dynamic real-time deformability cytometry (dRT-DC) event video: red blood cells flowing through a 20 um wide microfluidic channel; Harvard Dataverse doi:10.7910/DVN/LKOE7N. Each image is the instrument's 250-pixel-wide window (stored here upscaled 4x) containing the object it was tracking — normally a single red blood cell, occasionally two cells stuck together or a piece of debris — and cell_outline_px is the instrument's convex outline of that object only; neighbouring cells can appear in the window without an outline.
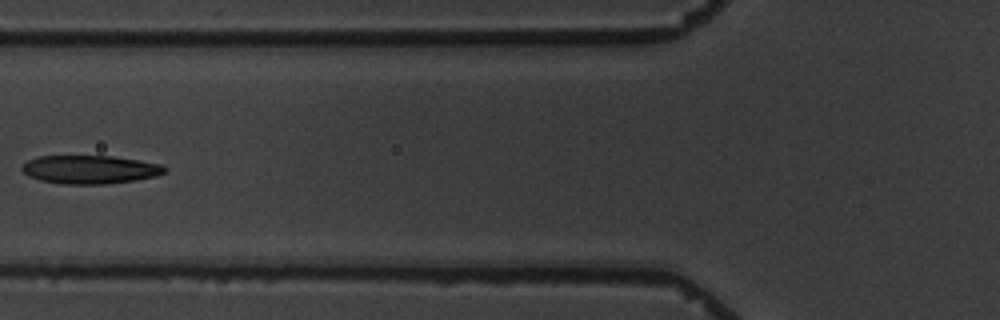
{"species": "common noctule bat (a hibernating species)", "species_latin": "Nyctalus noctula", "temperature_condition": "warm", "stored_images_in_passage": 9, "camera_frame_rate_fps": 3000, "um_per_image_px": 0.085, "animal": {"sex": "male", "body_mass_g": 19.5, "forearm_length_mm": 54.6}, "frame": {"image": 1, "passage_image": 6, "time_ms": 7.0, "image_size_px": [1000, 320], "cell_outline_px": [[168, 168], [164, 172], [156, 176], [136, 180], [104, 184], [64, 184], [40, 180], [28, 176], [20, 168], [28, 160], [40, 156], [112, 156], [140, 160], [164, 164]], "centroid_in_image_um": [7.68, 14.4], "position_along_channel_um": 118.1, "area_um2": 23.7}}
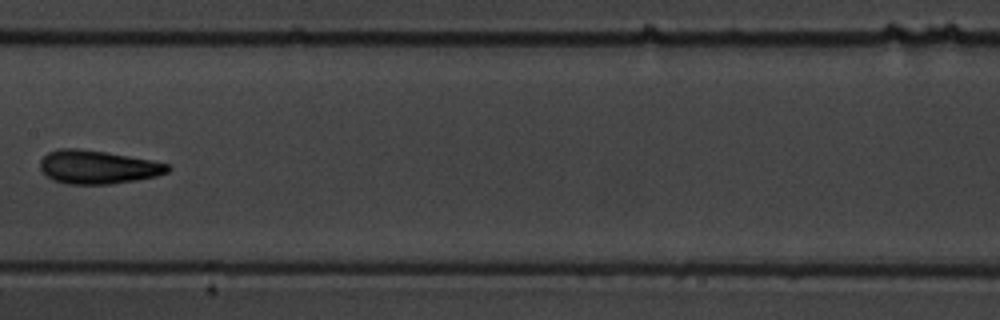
{"frame": {"image": 2, "passage_image": 8, "time_ms": 9.333, "image_size_px": [1000, 320], "cell_outline_px": [[172, 168], [168, 172], [156, 176], [136, 180], [108, 184], [68, 184], [52, 180], [40, 168], [40, 160], [48, 152], [60, 148], [76, 148], [104, 152], [152, 160], [168, 164]], "centroid_in_image_um": [8.31, 14.2], "position_along_channel_um": 199.1, "area_um2": 24.74}}
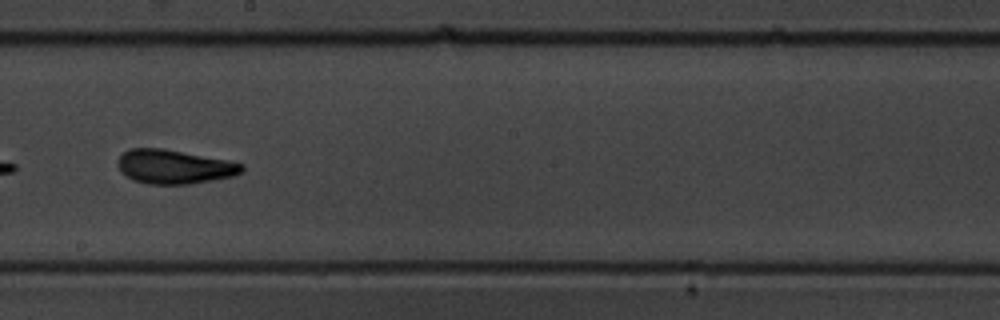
{"frame": {"image": 3, "passage_image": 9, "time_ms": 10.333, "image_size_px": [1000, 320], "cell_outline_px": [[244, 172], [232, 176], [212, 180], [188, 184], [148, 184], [132, 180], [120, 172], [116, 164], [116, 160], [128, 148], [160, 148], [228, 160], [244, 164]], "centroid_in_image_um": [14.77, 14.17], "position_along_channel_um": 233.4, "area_um2": 24.74}}